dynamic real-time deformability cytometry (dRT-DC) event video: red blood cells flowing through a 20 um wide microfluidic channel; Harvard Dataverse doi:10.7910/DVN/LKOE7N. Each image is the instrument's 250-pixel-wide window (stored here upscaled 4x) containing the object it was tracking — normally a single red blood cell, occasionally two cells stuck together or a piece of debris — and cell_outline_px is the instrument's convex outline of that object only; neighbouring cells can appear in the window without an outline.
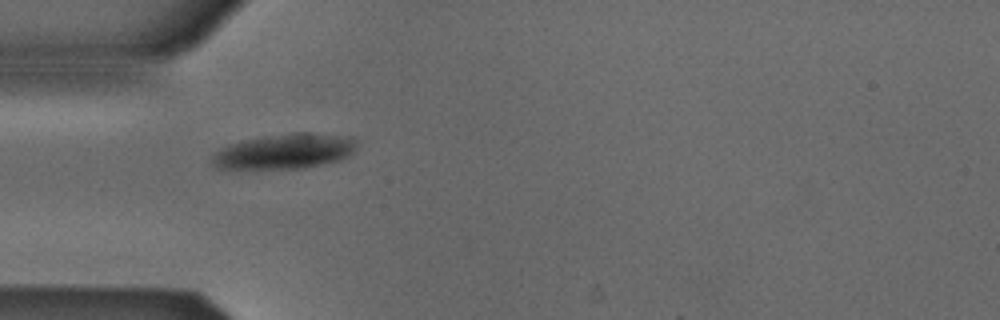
{"species": "Egyptian fruit bat (a non-hibernating species)", "species_latin": "Rousettus aegyptiacus", "temperature_condition": "cold", "stored_images_in_passage": 38, "camera_frame_rate_fps": 3000, "um_per_image_px": 0.085, "animal": {"sex": "male"}, "frame": {"image": 1, "passage_image": 1, "time_ms": 0.0, "image_size_px": [1000, 320], "cell_outline_px": [[356, 140], [352, 152], [336, 160], [304, 168], [216, 168], [212, 164], [212, 156], [220, 148], [244, 140], [264, 136], [292, 132], [308, 132], [352, 136]], "centroid_in_image_um": [24.17, 12.84], "position_along_channel_um": 60.8, "area_um2": 29.13}}
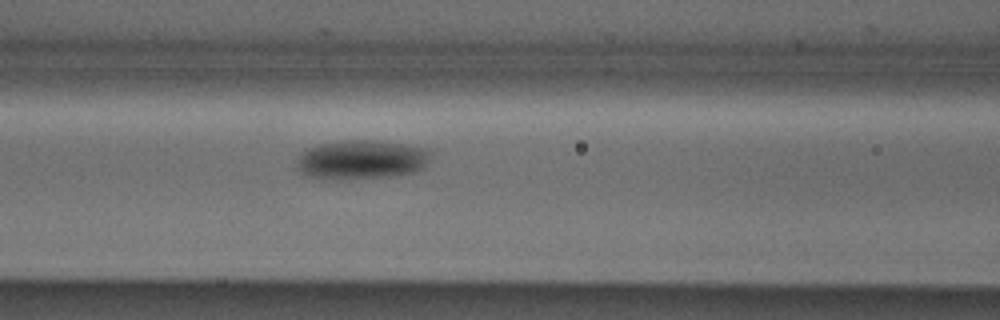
{"frame": {"image": 2, "passage_image": 7, "time_ms": 2.0, "image_size_px": [1000, 320], "cell_outline_px": [[432, 156], [424, 168], [416, 172], [388, 176], [308, 176], [300, 172], [296, 168], [296, 164], [300, 152], [308, 148], [320, 144], [340, 140], [384, 140], [408, 144], [428, 148], [432, 152]], "centroid_in_image_um": [30.82, 13.49], "position_along_channel_um": 135.8, "area_um2": 30.11}}
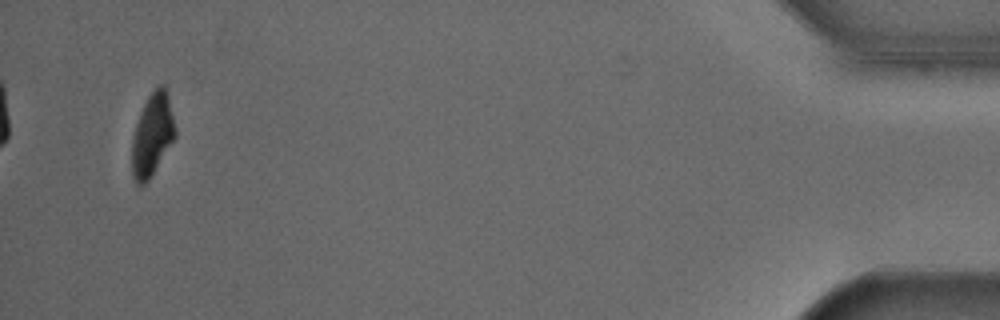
{"frame": {"image": 3, "passage_image": 36, "time_ms": 11.667, "image_size_px": [1000, 320], "cell_outline_px": [[176, 136], [148, 180], [144, 184], [136, 184], [132, 176], [132, 136], [140, 112], [148, 96], [160, 84], [164, 84], [168, 96], [176, 128]], "centroid_in_image_um": [12.94, 11.45], "position_along_channel_um": 422.3, "area_um2": 20.58}, "authors_computed_cell_mechanics": {"area_um2": 27.2527, "velocity_mm_per_s": 3.849, "shape_relaxation_time_tau1_ms": 2.0447, "shape_relaxation_time_tau2_ms": null, "deformation_change_tau1": 0.1075, "deformation_change_tau2": null}}